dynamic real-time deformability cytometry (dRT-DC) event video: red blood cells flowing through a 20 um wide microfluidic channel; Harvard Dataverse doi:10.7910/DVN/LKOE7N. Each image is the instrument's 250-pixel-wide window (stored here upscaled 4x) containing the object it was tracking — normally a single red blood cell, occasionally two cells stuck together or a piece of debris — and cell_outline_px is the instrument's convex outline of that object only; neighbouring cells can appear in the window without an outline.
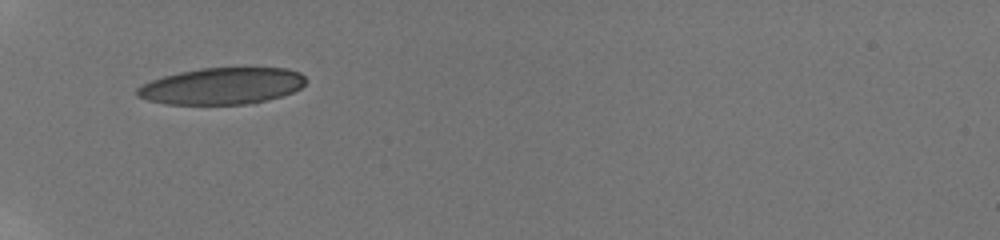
{"species": "human", "species_latin": "Homo sapiens", "temperature_condition": "room temperature", "stored_images_in_passage": 36, "camera_frame_rate_fps": 3000, "um_per_image_px": 0.085, "donor": {"sex": "male"}, "frame": {"image": 1, "passage_image": 1, "time_ms": 0.0, "image_size_px": [1000, 240], "cell_outline_px": [[308, 80], [300, 88], [292, 92], [280, 96], [264, 100], [244, 104], [164, 104], [148, 100], [136, 96], [136, 88], [152, 80], [164, 76], [180, 72], [200, 68], [288, 68], [300, 72]], "centroid_in_image_um": [18.86, 7.3], "position_along_channel_um": 66.1, "area_um2": 35.84}}
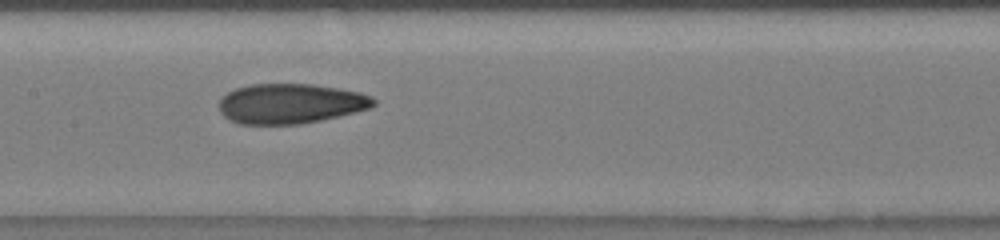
{"frame": {"image": 2, "passage_image": 17, "time_ms": 3.333, "image_size_px": [1000, 240], "cell_outline_px": [[376, 104], [372, 108], [320, 120], [300, 124], [240, 124], [228, 120], [220, 112], [220, 100], [228, 92], [236, 88], [252, 84], [312, 84], [360, 92], [372, 96], [376, 100]], "centroid_in_image_um": [24.71, 8.81], "position_along_channel_um": 182.7, "area_um2": 35.95}}
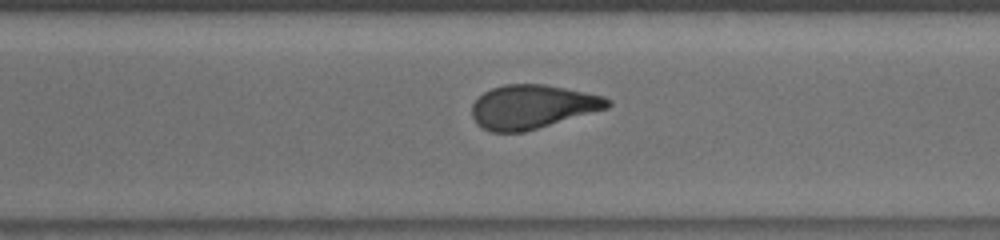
{"frame": {"image": 3, "passage_image": 33, "time_ms": 7.0, "image_size_px": [1000, 240], "cell_outline_px": [[612, 104], [608, 108], [524, 132], [492, 132], [480, 128], [476, 124], [472, 116], [472, 104], [484, 92], [492, 88], [504, 84], [544, 84], [604, 96], [612, 100]], "centroid_in_image_um": [45.24, 9.08], "position_along_channel_um": 325.4, "area_um2": 34.68}}